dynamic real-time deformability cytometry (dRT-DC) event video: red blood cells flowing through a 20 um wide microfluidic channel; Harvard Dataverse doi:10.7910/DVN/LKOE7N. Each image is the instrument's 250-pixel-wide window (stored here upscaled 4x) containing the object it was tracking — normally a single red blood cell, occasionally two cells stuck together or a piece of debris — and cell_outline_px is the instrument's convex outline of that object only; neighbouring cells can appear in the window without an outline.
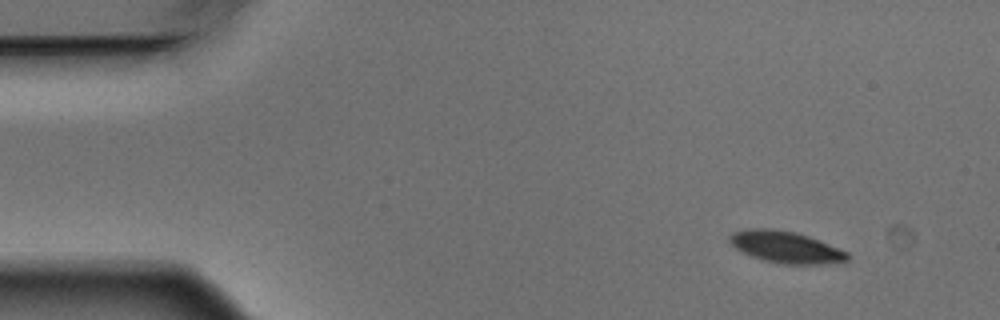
{"species": "Egyptian fruit bat (a non-hibernating species)", "species_latin": "Rousettus aegyptiacus", "temperature_condition": "warm", "stored_images_in_passage": 4, "camera_frame_rate_fps": 3000, "um_per_image_px": 0.085, "animal": {"sex": "male"}, "frame": {"image": 1, "passage_image": 1, "time_ms": 0.0, "image_size_px": [1000, 320], "cell_outline_px": [[848, 260], [828, 264], [780, 264], [764, 260], [740, 252], [728, 240], [728, 236], [732, 232], [752, 228], [768, 228], [792, 232], [808, 236], [840, 248], [848, 252]], "centroid_in_image_um": [66.78, 21.01], "position_along_channel_um": 18.2, "area_um2": 21.73}}
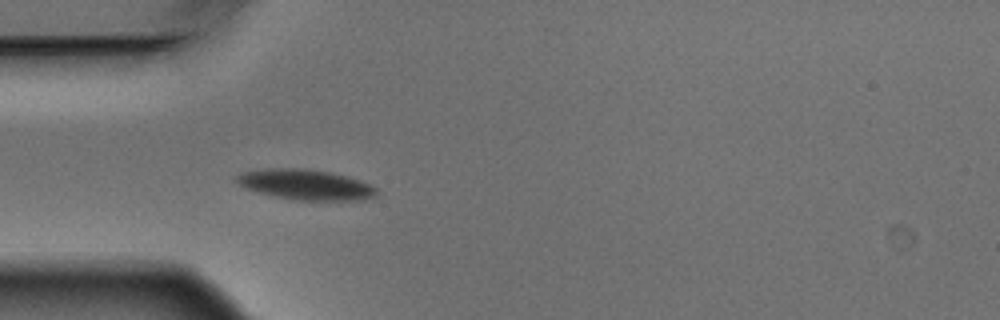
{"frame": {"image": 2, "passage_image": 4, "time_ms": 1.0, "image_size_px": [1000, 320], "cell_outline_px": [[376, 196], [360, 200], [296, 200], [256, 192], [244, 188], [236, 180], [236, 176], [240, 172], [264, 168], [300, 168], [328, 172], [348, 176], [360, 180], [376, 188]], "centroid_in_image_um": [25.93, 15.68], "position_along_channel_um": 59.1, "area_um2": 24.68}}